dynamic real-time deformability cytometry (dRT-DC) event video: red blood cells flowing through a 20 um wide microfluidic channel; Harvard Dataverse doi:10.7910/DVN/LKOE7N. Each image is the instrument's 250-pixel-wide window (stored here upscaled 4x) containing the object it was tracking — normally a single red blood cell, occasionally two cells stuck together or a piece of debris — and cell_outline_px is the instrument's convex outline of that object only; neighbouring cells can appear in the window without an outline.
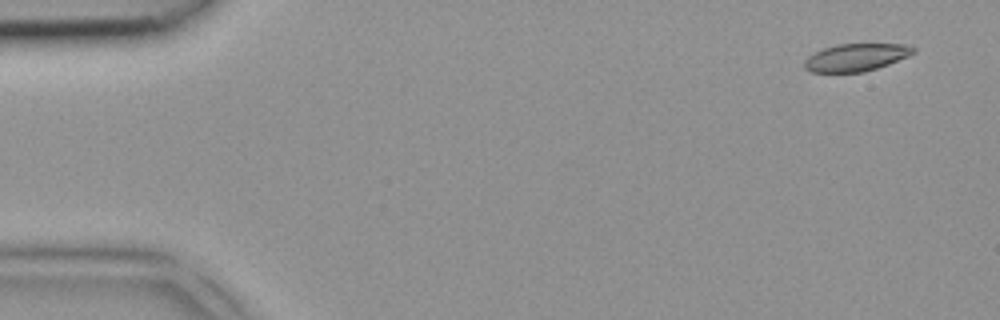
{"species": "common noctule bat (a hibernating species)", "species_latin": "Nyctalus noctula", "temperature_condition": "room temperature", "stored_images_in_passage": 4, "camera_frame_rate_fps": 3000, "um_per_image_px": 0.085, "animal": {"sex": "female", "body_mass_g": 18.4}, "frame": {"image": 1, "passage_image": 1, "time_ms": 0.0, "image_size_px": [1000, 320], "cell_outline_px": [[916, 52], [908, 56], [888, 64], [864, 72], [812, 72], [804, 68], [804, 60], [808, 56], [824, 48], [836, 44], [908, 44], [916, 48]], "centroid_in_image_um": [72.78, 4.87], "position_along_channel_um": 12.2, "area_um2": 17.46}}